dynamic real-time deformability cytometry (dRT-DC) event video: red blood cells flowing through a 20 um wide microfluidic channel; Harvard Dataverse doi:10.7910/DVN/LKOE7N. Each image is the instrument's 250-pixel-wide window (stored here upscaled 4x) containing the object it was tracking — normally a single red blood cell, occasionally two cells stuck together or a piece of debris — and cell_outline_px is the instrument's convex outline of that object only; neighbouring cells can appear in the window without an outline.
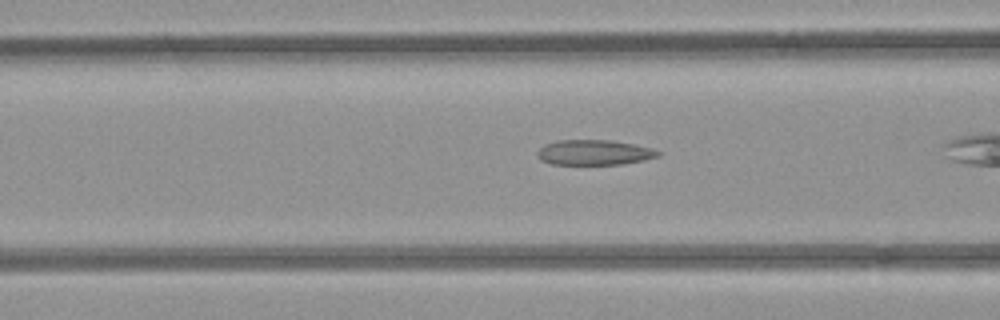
{"species": "common noctule bat (a hibernating species)", "species_latin": "Nyctalus noctula", "temperature_condition": "room temperature", "stored_images_in_passage": 39, "camera_frame_rate_fps": 3000, "um_per_image_px": 0.085, "animal": {"sex": "female", "body_mass_g": 21.9}, "frame": {"image": 1, "passage_image": 18, "time_ms": 5.667, "image_size_px": [1000, 320], "cell_outline_px": [[664, 152], [660, 156], [644, 160], [624, 164], [552, 164], [540, 160], [536, 156], [536, 152], [544, 144], [556, 140], [608, 140], [632, 144], [652, 148]], "centroid_in_image_um": [50.5, 12.96], "position_along_channel_um": 116.1, "area_um2": 17.86}}
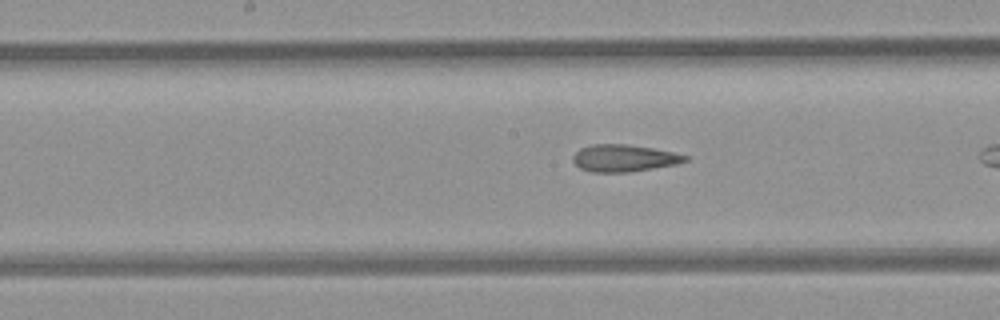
{"frame": {"image": 2, "passage_image": 24, "time_ms": 7.667, "image_size_px": [1000, 320], "cell_outline_px": [[688, 160], [676, 164], [628, 172], [592, 172], [580, 168], [572, 160], [572, 156], [580, 148], [592, 144], [628, 144], [652, 148], [672, 152], [688, 156]], "centroid_in_image_um": [53.01, 13.43], "position_along_channel_um": 195.2, "area_um2": 17.57}}
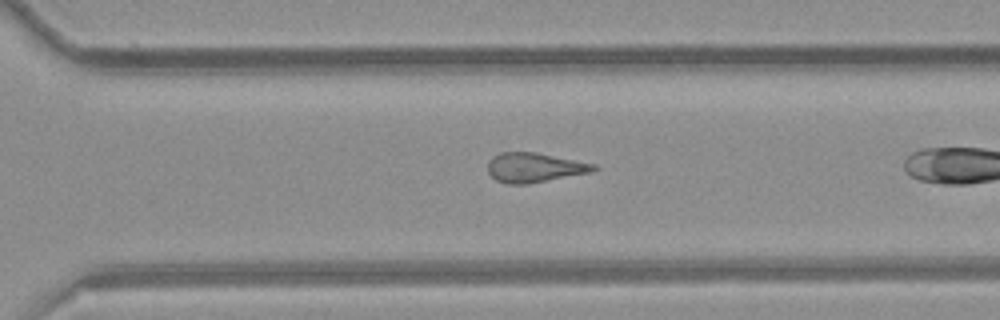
{"frame": {"image": 3, "passage_image": 34, "time_ms": 11.0, "image_size_px": [1000, 320], "cell_outline_px": [[600, 168], [592, 172], [528, 184], [508, 184], [496, 180], [488, 172], [488, 160], [492, 156], [500, 152], [536, 152], [596, 164]], "centroid_in_image_um": [45.43, 14.24], "position_along_channel_um": 325.2, "area_um2": 18.38}}